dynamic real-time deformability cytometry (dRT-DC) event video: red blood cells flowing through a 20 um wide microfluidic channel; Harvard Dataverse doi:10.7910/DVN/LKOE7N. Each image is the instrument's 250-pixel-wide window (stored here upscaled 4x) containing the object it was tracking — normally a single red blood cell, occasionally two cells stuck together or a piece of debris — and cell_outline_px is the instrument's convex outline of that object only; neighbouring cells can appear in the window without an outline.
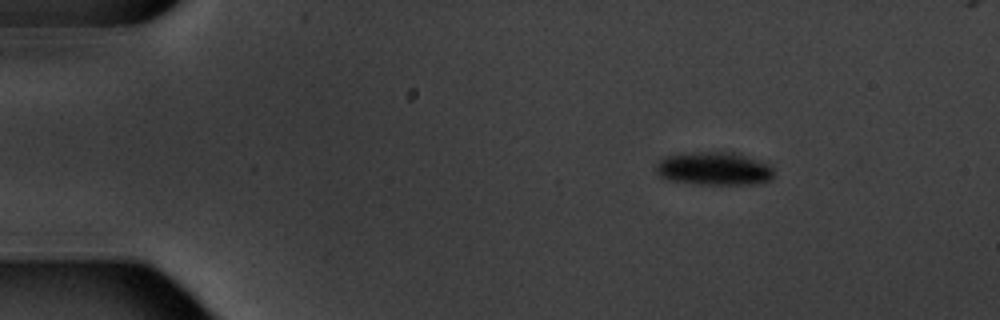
{"species": "common noctule bat (a hibernating species)", "species_latin": "Nyctalus noctula", "temperature_condition": "warm", "stored_images_in_passage": 9, "camera_frame_rate_fps": 3000, "um_per_image_px": 0.085, "animal": {"sex": "male", "body_mass_g": 20.1, "forearm_length_mm": 53.5}, "frame": {"image": 1, "passage_image": 1, "time_ms": 0.0, "image_size_px": [1000, 320], "cell_outline_px": [[772, 180], [760, 184], [692, 184], [668, 180], [660, 176], [656, 172], [656, 164], [664, 156], [696, 152], [732, 152], [768, 164], [772, 168]], "centroid_in_image_um": [60.66, 14.35], "position_along_channel_um": 24.3, "area_um2": 22.77}}
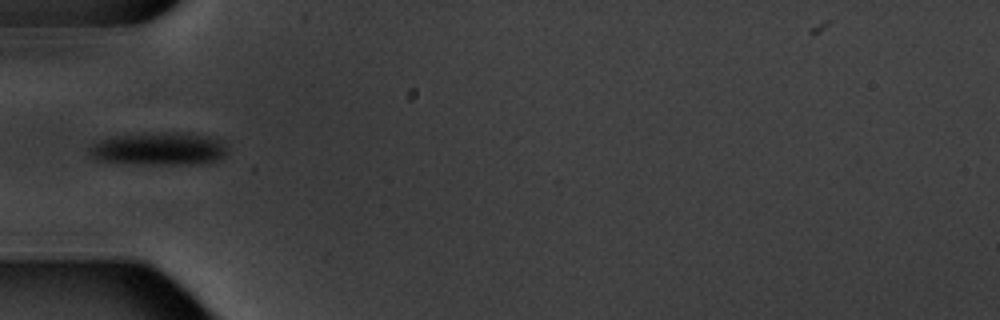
{"frame": {"image": 2, "passage_image": 4, "time_ms": 3.667, "image_size_px": [1000, 320], "cell_outline_px": [[228, 152], [224, 156], [216, 160], [200, 164], [148, 164], [96, 160], [88, 152], [88, 148], [92, 144], [100, 140], [116, 136], [168, 132], [204, 136], [220, 140], [228, 148]], "centroid_in_image_um": [13.52, 12.66], "position_along_channel_um": 71.5, "area_um2": 25.95}}
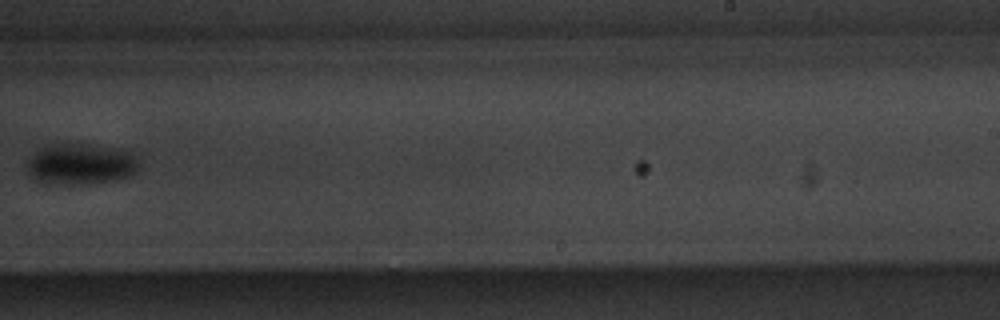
{"frame": {"image": 3, "passage_image": 9, "time_ms": 9.667, "image_size_px": [1000, 320], "cell_outline_px": [[136, 172], [128, 176], [116, 180], [72, 184], [64, 184], [40, 180], [32, 176], [28, 172], [28, 160], [36, 152], [52, 144], [84, 144], [136, 152]], "centroid_in_image_um": [6.9, 13.93], "position_along_channel_um": 282.1, "area_um2": 25.84}}